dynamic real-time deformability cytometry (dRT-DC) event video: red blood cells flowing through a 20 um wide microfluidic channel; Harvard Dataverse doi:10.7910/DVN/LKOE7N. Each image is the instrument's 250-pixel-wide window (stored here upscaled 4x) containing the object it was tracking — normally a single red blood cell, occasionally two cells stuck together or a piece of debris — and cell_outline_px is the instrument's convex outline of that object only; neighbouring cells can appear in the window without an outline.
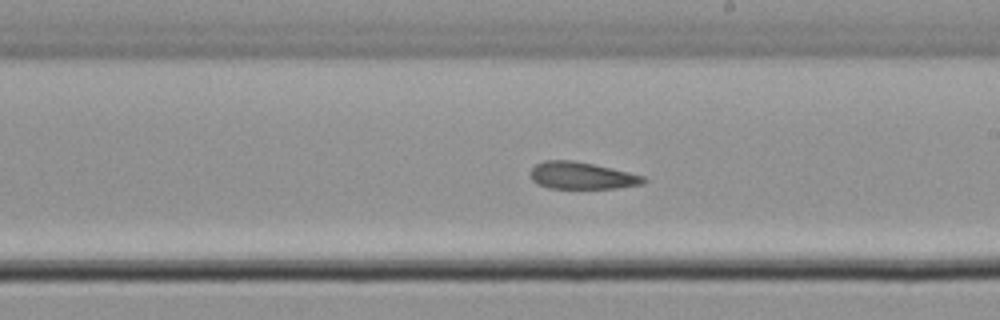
{"species": "common noctule bat (a hibernating species)", "species_latin": "Nyctalus noctula", "temperature_condition": "cold", "stored_images_in_passage": 56, "camera_frame_rate_fps": 3000, "um_per_image_px": 0.085, "animal": {"sex": "male", "body_mass_g": 21.5, "forearm_length_mm": 52.0}, "frame": {"image": 1, "passage_image": 32, "time_ms": 10.333, "image_size_px": [1000, 320], "cell_outline_px": [[648, 180], [644, 184], [616, 188], [548, 188], [532, 180], [532, 168], [536, 164], [544, 160], [572, 160], [592, 164], [628, 172], [644, 176]], "centroid_in_image_um": [49.48, 14.93], "position_along_channel_um": 239.5, "area_um2": 17.63}, "authors_computed_cell_mechanics": {"area_um2": 18.9006, "velocity_mm_per_s": 3.7694, "shape_relaxation_time_tau1_ms": null, "shape_relaxation_time_tau2_ms": 2.0867, "deformation_change_tau1": null, "deformation_change_tau2": 0.0933}}